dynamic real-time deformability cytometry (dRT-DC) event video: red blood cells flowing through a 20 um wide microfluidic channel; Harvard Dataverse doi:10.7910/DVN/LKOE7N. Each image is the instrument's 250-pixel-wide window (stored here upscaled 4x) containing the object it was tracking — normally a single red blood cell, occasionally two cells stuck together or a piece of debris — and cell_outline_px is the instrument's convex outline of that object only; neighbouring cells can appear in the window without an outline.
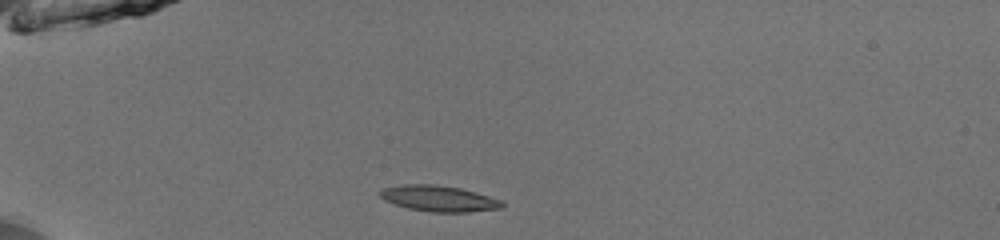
{"species": "common noctule bat (a hibernating species)", "species_latin": "Nyctalus noctula", "temperature_condition": "room temperature", "stored_images_in_passage": 37, "camera_frame_rate_fps": 3000, "um_per_image_px": 0.085, "animal": {"sex": "male", "body_mass_g": 13.0, "forearm_length_mm": 53.1}, "frame": {"image": 1, "passage_image": 1, "time_ms": 0.0, "image_size_px": [1000, 240], "cell_outline_px": [[504, 208], [468, 212], [432, 212], [408, 208], [384, 200], [380, 196], [380, 192], [384, 188], [404, 184], [432, 184], [460, 188], [476, 192], [500, 200], [504, 204]], "centroid_in_image_um": [37.32, 16.88], "position_along_channel_um": 47.7, "area_um2": 18.26}}
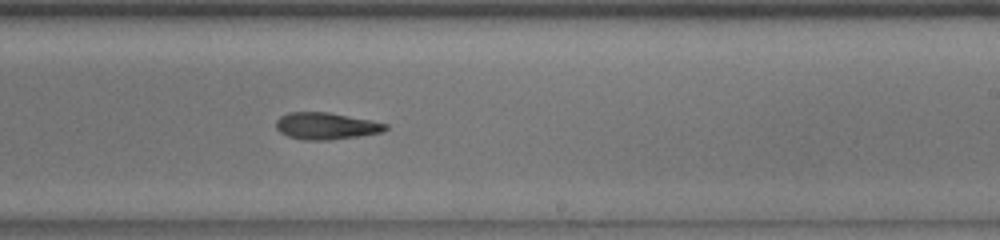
{"frame": {"image": 2, "passage_image": 19, "time_ms": 6.0, "image_size_px": [1000, 240], "cell_outline_px": [[388, 128], [384, 132], [360, 136], [328, 140], [304, 140], [288, 136], [280, 132], [276, 128], [276, 120], [280, 116], [288, 112], [328, 112], [388, 124]], "centroid_in_image_um": [27.7, 10.71], "position_along_channel_um": 261.3, "area_um2": 17.11}}
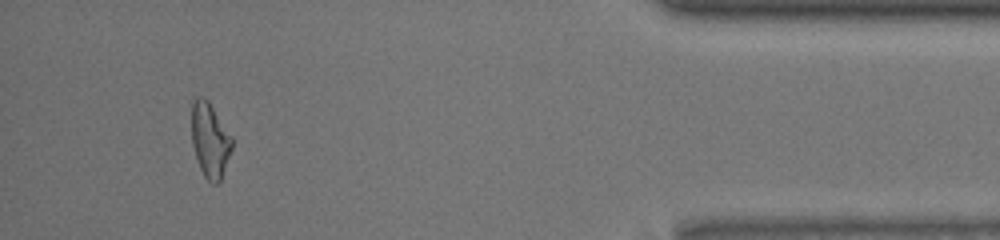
{"frame": {"image": 3, "passage_image": 34, "time_ms": 11.0, "image_size_px": [1000, 240], "cell_outline_px": [[232, 148], [220, 180], [216, 184], [212, 184], [204, 176], [200, 168], [192, 144], [192, 100], [196, 96], [204, 96], [208, 100], [232, 136]], "centroid_in_image_um": [17.84, 11.87], "position_along_channel_um": 417.4, "area_um2": 17.51}, "authors_computed_cell_mechanics": {"area_um2": 17.6868, "velocity_mm_per_s": 4.0311, "shape_relaxation_time_tau1_ms": 3.3098, "shape_relaxation_time_tau2_ms": 6.414, "deformation_change_tau1": 0.1472, "deformation_change_tau2": 0.1597}}